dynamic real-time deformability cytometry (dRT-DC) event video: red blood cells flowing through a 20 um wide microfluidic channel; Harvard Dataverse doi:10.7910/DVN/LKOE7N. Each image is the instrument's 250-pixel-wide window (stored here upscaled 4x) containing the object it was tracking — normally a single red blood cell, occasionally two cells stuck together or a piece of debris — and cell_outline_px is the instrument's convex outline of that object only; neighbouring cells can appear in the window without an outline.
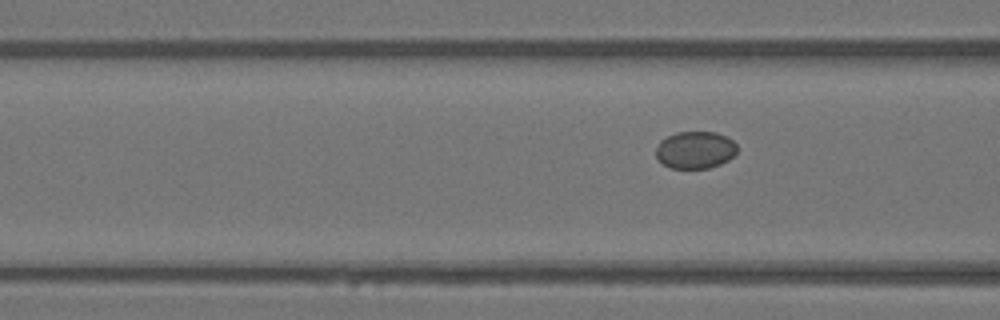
{"species": "Egyptian fruit bat (a non-hibernating species)", "species_latin": "Rousettus aegyptiacus", "temperature_condition": "warm", "stored_images_in_passage": 6, "camera_frame_rate_fps": 3000, "um_per_image_px": 0.085, "animal": {"sex": "female"}, "frame": {"image": 1, "passage_image": 6, "time_ms": 1.667, "image_size_px": [1000, 320], "cell_outline_px": [[736, 152], [728, 160], [720, 164], [708, 168], [672, 168], [664, 164], [656, 156], [656, 148], [660, 140], [676, 132], [716, 132], [728, 136], [736, 144]], "centroid_in_image_um": [59.1, 12.73], "position_along_channel_um": 107.5, "area_um2": 17.57}}